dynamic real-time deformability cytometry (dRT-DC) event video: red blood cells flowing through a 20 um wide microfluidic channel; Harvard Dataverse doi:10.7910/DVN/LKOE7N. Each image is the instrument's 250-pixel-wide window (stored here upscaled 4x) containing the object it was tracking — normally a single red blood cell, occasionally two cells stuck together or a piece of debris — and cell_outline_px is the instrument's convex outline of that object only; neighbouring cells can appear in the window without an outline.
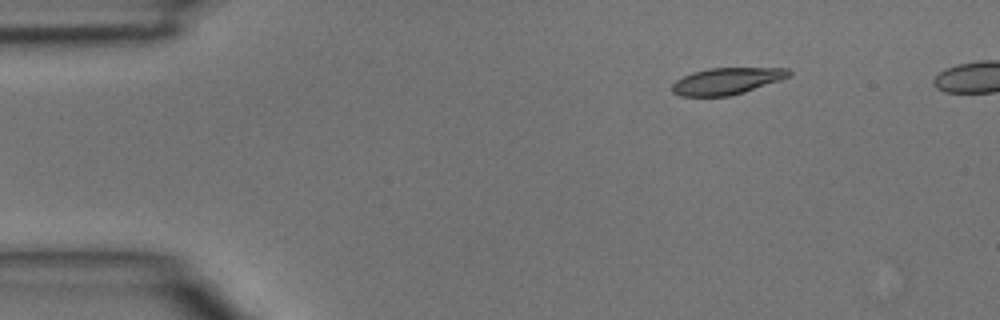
{"species": "common noctule bat (a hibernating species)", "species_latin": "Nyctalus noctula", "temperature_condition": "room temperature", "stored_images_in_passage": 9, "camera_frame_rate_fps": 3000, "um_per_image_px": 0.085, "animal": {"sex": "male", "body_mass_g": 15.6}, "frame": {"image": 1, "passage_image": 1, "time_ms": 0.0, "image_size_px": [1000, 320], "cell_outline_px": [[792, 72], [788, 76], [780, 80], [744, 92], [728, 96], [680, 96], [672, 92], [672, 84], [676, 80], [692, 72], [708, 68], [788, 68]], "centroid_in_image_um": [61.75, 6.89], "position_along_channel_um": 23.3, "area_um2": 18.03}}